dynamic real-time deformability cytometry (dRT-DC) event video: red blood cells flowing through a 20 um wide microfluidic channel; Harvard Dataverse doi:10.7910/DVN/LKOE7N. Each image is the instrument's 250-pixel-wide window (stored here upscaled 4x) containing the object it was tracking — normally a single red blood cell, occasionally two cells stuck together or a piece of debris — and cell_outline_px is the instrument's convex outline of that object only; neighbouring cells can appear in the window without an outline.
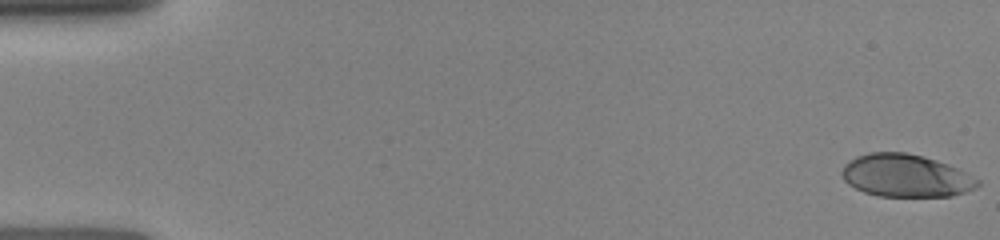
{"species": "human", "species_latin": "Homo sapiens", "temperature_condition": "room temperature", "stored_images_in_passage": 10, "camera_frame_rate_fps": 3000, "um_per_image_px": 0.085, "donor": {"sex": "female"}, "frame": {"image": 1, "passage_image": 1, "time_ms": 0.0, "image_size_px": [1000, 240], "cell_outline_px": [[980, 184], [976, 188], [952, 196], [880, 196], [864, 192], [848, 184], [844, 180], [840, 172], [844, 164], [848, 160], [856, 156], [868, 152], [904, 152], [924, 156], [948, 164], [980, 180]], "centroid_in_image_um": [76.96, 14.92], "position_along_channel_um": 8.0, "area_um2": 33.81}}
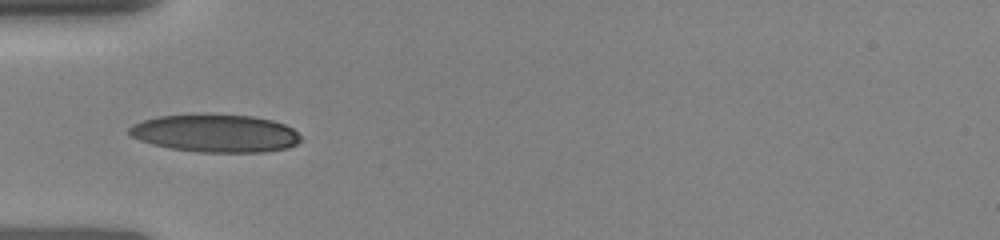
{"frame": {"image": 2, "passage_image": 9, "time_ms": 5.0, "image_size_px": [1000, 240], "cell_outline_px": [[300, 140], [296, 144], [288, 148], [264, 152], [200, 152], [168, 148], [152, 144], [140, 140], [132, 136], [128, 132], [128, 128], [132, 124], [156, 116], [252, 116], [272, 120], [284, 124], [292, 128], [300, 136]], "centroid_in_image_um": [18.31, 11.36], "position_along_channel_um": 66.7, "area_um2": 37.11}}